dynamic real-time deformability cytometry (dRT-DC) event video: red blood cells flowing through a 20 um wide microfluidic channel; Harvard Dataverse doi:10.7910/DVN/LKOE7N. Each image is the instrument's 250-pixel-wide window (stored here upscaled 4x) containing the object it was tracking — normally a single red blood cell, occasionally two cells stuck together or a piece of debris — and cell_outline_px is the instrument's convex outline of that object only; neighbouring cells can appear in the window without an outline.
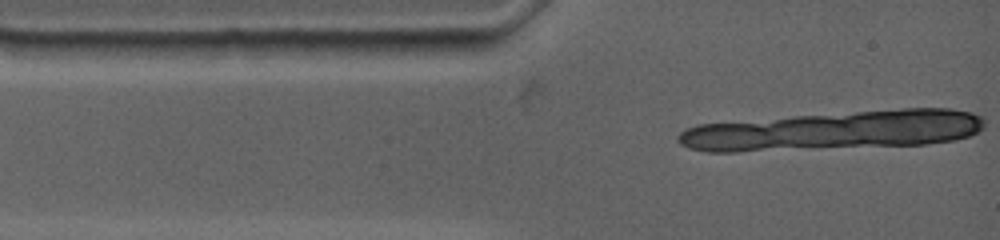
{"species": "common noctule bat (a hibernating species)", "species_latin": "Nyctalus noctula", "temperature_condition": "warm", "stored_images_in_passage": 2, "camera_frame_rate_fps": 4500, "um_per_image_px": 0.085, "animal": {"sex": "female", "body_mass_g": 19.0, "forearm_length_mm": 53.3}, "frame": {"image": 1, "passage_image": 2, "time_ms": 0.444, "image_size_px": [1000, 240], "cell_outline_px": [[484, 44], [476, 48], [436, 56], [368, 52], [368, 40], [480, 40]], "centroid_in_image_um": [35.87, 3.97], "position_along_channel_um": 49.1, "area_um2": 10.64}}